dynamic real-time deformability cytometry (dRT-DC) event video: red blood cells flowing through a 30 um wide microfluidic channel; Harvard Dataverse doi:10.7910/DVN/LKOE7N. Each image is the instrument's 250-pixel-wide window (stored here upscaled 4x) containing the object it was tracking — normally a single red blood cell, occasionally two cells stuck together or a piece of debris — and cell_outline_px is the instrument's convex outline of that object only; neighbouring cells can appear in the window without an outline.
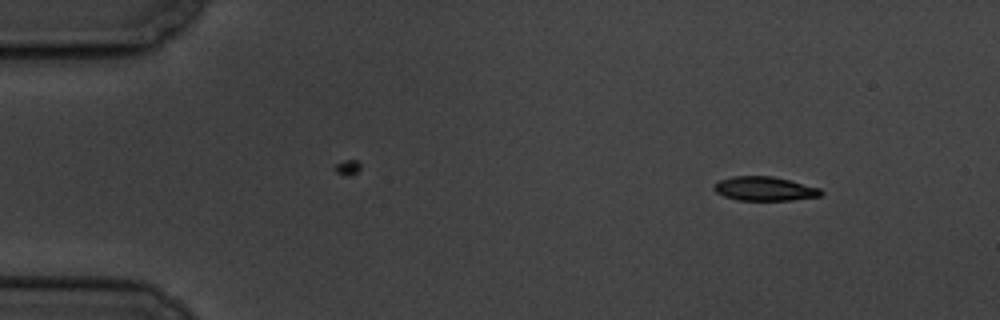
{"species": "common noctule bat (a hibernating species)", "species_latin": "Nyctalus noctula", "temperature_condition": "cold", "stored_images_in_passage": 4, "camera_frame_rate_fps": 3000, "um_per_image_px": 0.085, "animal": {"sex": "male", "body_mass_g": 19.5, "forearm_length_mm": 54.6}, "frame": {"image": 1, "passage_image": 1, "time_ms": 0.0, "image_size_px": [1000, 320], "cell_outline_px": [[824, 192], [820, 196], [792, 200], [736, 200], [724, 196], [716, 192], [712, 188], [720, 180], [732, 176], [772, 176], [820, 188]], "centroid_in_image_um": [64.98, 16.04], "position_along_channel_um": 20.0, "area_um2": 14.91}}
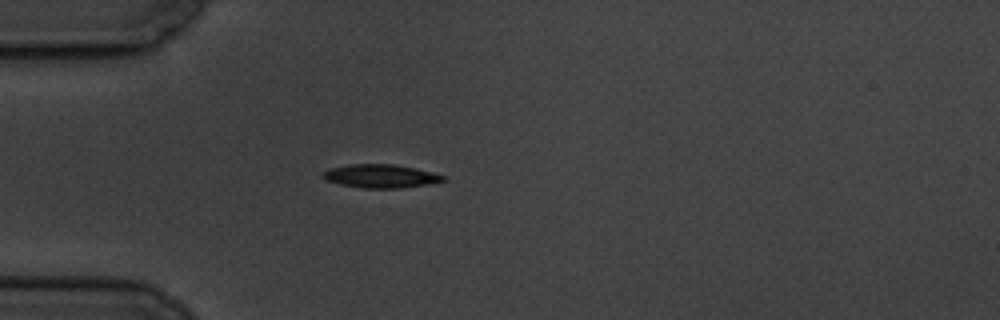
{"frame": {"image": 2, "passage_image": 4, "time_ms": 3.333, "image_size_px": [1000, 320], "cell_outline_px": [[448, 176], [444, 180], [428, 184], [400, 188], [360, 188], [340, 184], [324, 180], [320, 176], [320, 172], [328, 168], [348, 164], [392, 164], [432, 172]], "centroid_in_image_um": [32.26, 14.97], "position_along_channel_um": 52.7, "area_um2": 16.59}}